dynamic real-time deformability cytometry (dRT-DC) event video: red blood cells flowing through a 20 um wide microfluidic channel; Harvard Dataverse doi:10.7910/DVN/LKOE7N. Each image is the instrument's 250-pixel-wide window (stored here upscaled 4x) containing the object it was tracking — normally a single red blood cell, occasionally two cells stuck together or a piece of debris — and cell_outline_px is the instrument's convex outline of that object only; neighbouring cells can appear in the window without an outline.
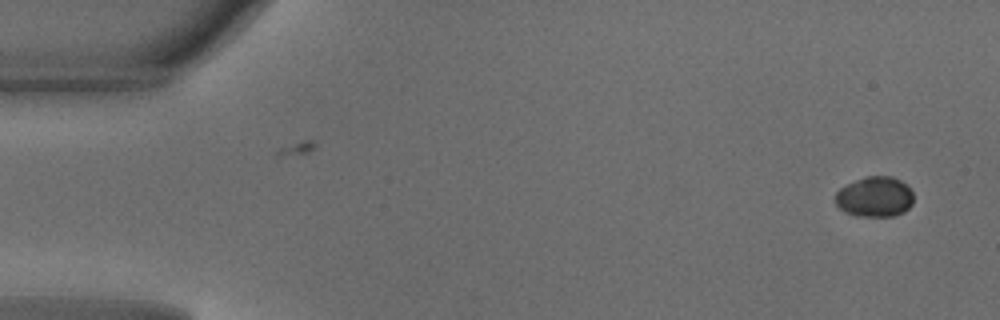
{"species": "common noctule bat (a hibernating species)", "species_latin": "Nyctalus noctula", "temperature_condition": "warm", "stored_images_in_passage": 47, "camera_frame_rate_fps": 3000, "um_per_image_px": 0.085, "animal": {"sex": "male", "body_mass_g": 18.8}, "frame": {"image": 1, "passage_image": 1, "time_ms": 0.0, "image_size_px": [1000, 320], "cell_outline_px": [[912, 204], [904, 212], [892, 216], [856, 216], [844, 212], [836, 204], [836, 192], [840, 188], [864, 176], [892, 176], [900, 180], [912, 192]], "centroid_in_image_um": [74.34, 16.73], "position_along_channel_um": 10.7, "area_um2": 18.26}}
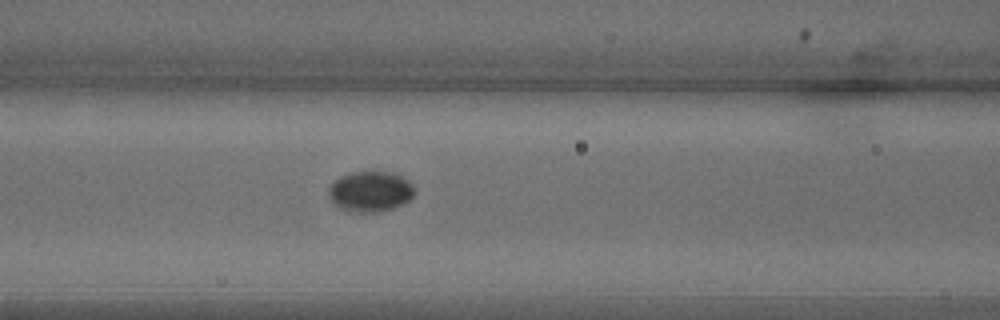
{"frame": {"image": 2, "passage_image": 19, "time_ms": 6.0, "image_size_px": [1000, 320], "cell_outline_px": [[412, 196], [408, 200], [392, 208], [376, 212], [360, 212], [340, 208], [328, 196], [328, 188], [340, 176], [352, 172], [392, 172], [408, 180], [412, 184]], "centroid_in_image_um": [31.45, 16.26], "position_along_channel_um": 135.1, "area_um2": 19.77}}
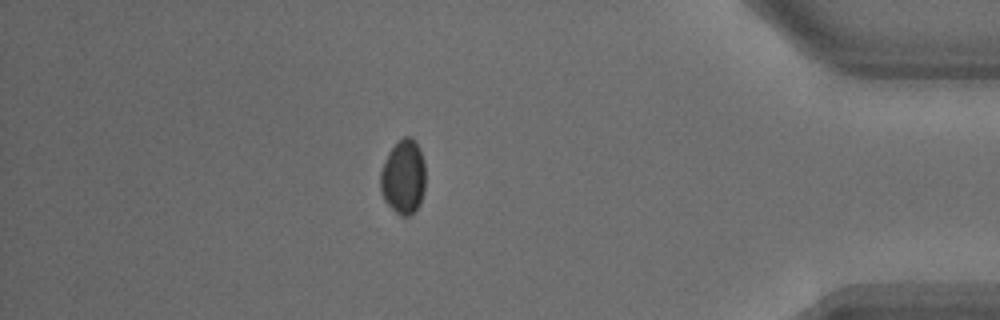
{"frame": {"image": 3, "passage_image": 41, "time_ms": 13.333, "image_size_px": [1000, 320], "cell_outline_px": [[424, 188], [420, 204], [408, 216], [400, 216], [384, 200], [380, 192], [380, 172], [384, 160], [388, 152], [404, 136], [412, 136], [420, 148], [424, 164]], "centroid_in_image_um": [34.27, 15.03], "position_along_channel_um": 400.9, "area_um2": 19.54}, "authors_computed_cell_mechanics": {"area_um2": 19.3052, "velocity_mm_per_s": 4.1488, "shape_relaxation_time_tau1_ms": 1.7935, "shape_relaxation_time_tau2_ms": null, "deformation_change_tau1": 0.0537, "deformation_change_tau2": null}}